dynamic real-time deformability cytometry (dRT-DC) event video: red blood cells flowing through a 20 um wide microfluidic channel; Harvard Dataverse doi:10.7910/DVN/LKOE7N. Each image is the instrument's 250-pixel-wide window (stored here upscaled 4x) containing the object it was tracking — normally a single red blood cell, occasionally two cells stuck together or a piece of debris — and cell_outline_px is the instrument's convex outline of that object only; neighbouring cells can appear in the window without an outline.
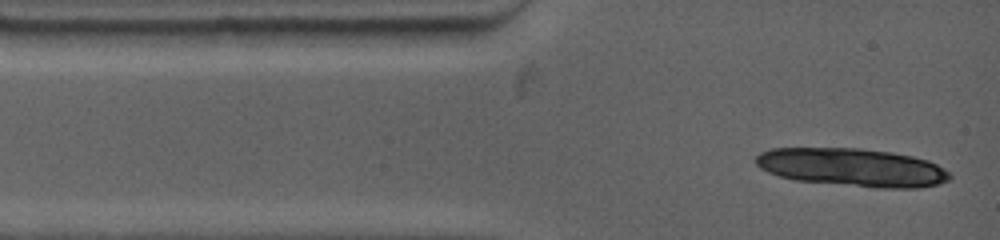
{"species": "common noctule bat (a hibernating species)", "species_latin": "Nyctalus noctula", "temperature_condition": "warm", "stored_images_in_passage": 4, "camera_frame_rate_fps": 4500, "um_per_image_px": 0.085, "animal": {"sex": "female", "body_mass_g": 19.0, "forearm_length_mm": 53.3}, "frame": {"image": 1, "passage_image": 1, "time_ms": 0.0, "image_size_px": [1000, 240], "cell_outline_px": [[484, 32], [464, 44], [360, 44], [340, 32], [340, 28], [484, 28]], "centroid_in_image_um": [35.02, 3.02], "position_along_channel_um": 50.0, "area_um2": 14.91}}